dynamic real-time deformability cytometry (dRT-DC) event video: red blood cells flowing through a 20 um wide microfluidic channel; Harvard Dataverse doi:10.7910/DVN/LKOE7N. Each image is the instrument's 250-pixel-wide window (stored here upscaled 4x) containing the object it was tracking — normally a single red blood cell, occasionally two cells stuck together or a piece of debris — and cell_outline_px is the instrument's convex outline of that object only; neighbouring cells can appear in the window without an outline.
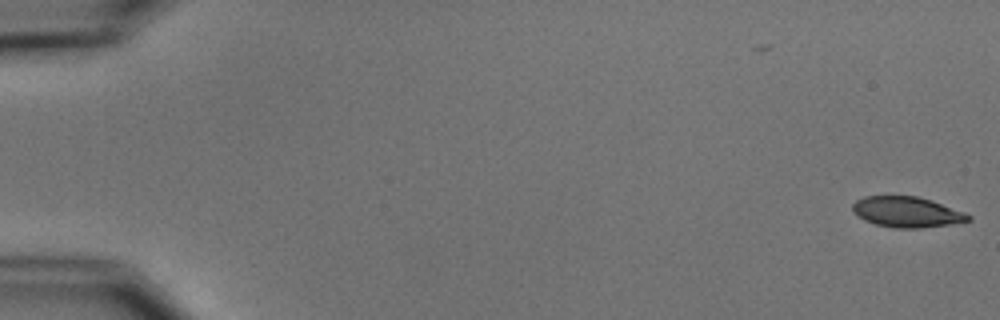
{"species": "common noctule bat (a hibernating species)", "species_latin": "Nyctalus noctula", "temperature_condition": "cold", "stored_images_in_passage": 6, "camera_frame_rate_fps": 3000, "um_per_image_px": 0.085, "animal": {"sex": "male", "body_mass_g": 15.6}, "frame": {"image": 1, "passage_image": 1, "time_ms": 0.0, "image_size_px": [1000, 320], "cell_outline_px": [[972, 220], [948, 224], [920, 228], [892, 228], [876, 224], [864, 220], [852, 212], [852, 204], [856, 200], [864, 196], [916, 196], [932, 200], [964, 212], [972, 216]], "centroid_in_image_um": [77.06, 18.02], "position_along_channel_um": 7.9, "area_um2": 20.63}}
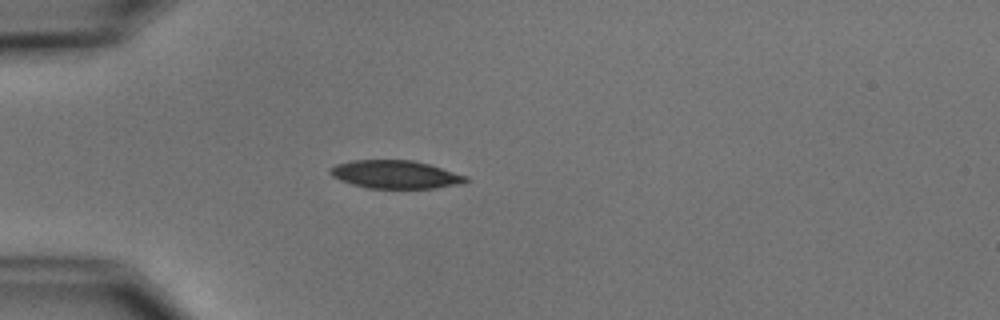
{"frame": {"image": 2, "passage_image": 5, "time_ms": 5.0, "image_size_px": [1000, 320], "cell_outline_px": [[468, 180], [464, 184], [436, 188], [368, 188], [352, 184], [340, 180], [332, 176], [328, 172], [328, 168], [336, 164], [352, 160], [412, 160], [428, 164], [468, 176]], "centroid_in_image_um": [33.6, 14.83], "position_along_channel_um": 51.4, "area_um2": 22.31}}